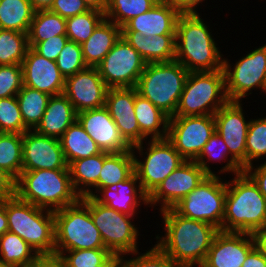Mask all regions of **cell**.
<instances>
[{"instance_id": "6da1fadb", "label": "cell", "mask_w": 266, "mask_h": 267, "mask_svg": "<svg viewBox=\"0 0 266 267\" xmlns=\"http://www.w3.org/2000/svg\"><path fill=\"white\" fill-rule=\"evenodd\" d=\"M160 214L166 233L156 235L157 245L177 265L201 267L220 230L210 223L184 217L173 208L161 210Z\"/></svg>"}, {"instance_id": "7a4b0ae2", "label": "cell", "mask_w": 266, "mask_h": 267, "mask_svg": "<svg viewBox=\"0 0 266 267\" xmlns=\"http://www.w3.org/2000/svg\"><path fill=\"white\" fill-rule=\"evenodd\" d=\"M204 22L198 12L181 13L177 19L175 60L189 72L223 70L224 55Z\"/></svg>"}, {"instance_id": "3957f363", "label": "cell", "mask_w": 266, "mask_h": 267, "mask_svg": "<svg viewBox=\"0 0 266 267\" xmlns=\"http://www.w3.org/2000/svg\"><path fill=\"white\" fill-rule=\"evenodd\" d=\"M266 226V198L243 171L226 180L222 231L252 234Z\"/></svg>"}, {"instance_id": "277c9868", "label": "cell", "mask_w": 266, "mask_h": 267, "mask_svg": "<svg viewBox=\"0 0 266 267\" xmlns=\"http://www.w3.org/2000/svg\"><path fill=\"white\" fill-rule=\"evenodd\" d=\"M15 195L53 212L80 199L72 187L69 169L22 171L15 180Z\"/></svg>"}, {"instance_id": "5b68a950", "label": "cell", "mask_w": 266, "mask_h": 267, "mask_svg": "<svg viewBox=\"0 0 266 267\" xmlns=\"http://www.w3.org/2000/svg\"><path fill=\"white\" fill-rule=\"evenodd\" d=\"M8 231L20 236L39 256L55 255L54 212L20 200L5 199Z\"/></svg>"}, {"instance_id": "8992f818", "label": "cell", "mask_w": 266, "mask_h": 267, "mask_svg": "<svg viewBox=\"0 0 266 267\" xmlns=\"http://www.w3.org/2000/svg\"><path fill=\"white\" fill-rule=\"evenodd\" d=\"M189 71L178 61L148 63L135 86L169 118L175 115Z\"/></svg>"}, {"instance_id": "52a82bcc", "label": "cell", "mask_w": 266, "mask_h": 267, "mask_svg": "<svg viewBox=\"0 0 266 267\" xmlns=\"http://www.w3.org/2000/svg\"><path fill=\"white\" fill-rule=\"evenodd\" d=\"M55 251L106 248L89 211V196L54 211Z\"/></svg>"}, {"instance_id": "ba28073f", "label": "cell", "mask_w": 266, "mask_h": 267, "mask_svg": "<svg viewBox=\"0 0 266 267\" xmlns=\"http://www.w3.org/2000/svg\"><path fill=\"white\" fill-rule=\"evenodd\" d=\"M228 101L223 70L189 72L174 116L214 115Z\"/></svg>"}, {"instance_id": "9c48e42d", "label": "cell", "mask_w": 266, "mask_h": 267, "mask_svg": "<svg viewBox=\"0 0 266 267\" xmlns=\"http://www.w3.org/2000/svg\"><path fill=\"white\" fill-rule=\"evenodd\" d=\"M148 146H147V145ZM132 147L134 157V173L143 191L149 196L185 159L175 150L174 145L166 139H148ZM146 145V149L145 146ZM136 152L142 160L137 158ZM145 150V153L143 152ZM145 154V155H144Z\"/></svg>"}, {"instance_id": "30bf717a", "label": "cell", "mask_w": 266, "mask_h": 267, "mask_svg": "<svg viewBox=\"0 0 266 267\" xmlns=\"http://www.w3.org/2000/svg\"><path fill=\"white\" fill-rule=\"evenodd\" d=\"M226 196V181L220 176L207 175L188 195L172 208L180 215L210 223L222 231Z\"/></svg>"}, {"instance_id": "8fae6325", "label": "cell", "mask_w": 266, "mask_h": 267, "mask_svg": "<svg viewBox=\"0 0 266 267\" xmlns=\"http://www.w3.org/2000/svg\"><path fill=\"white\" fill-rule=\"evenodd\" d=\"M89 211L98 228L104 246L120 257L138 249V228L132 222L133 216L118 212L97 202L89 196Z\"/></svg>"}, {"instance_id": "7c38bea8", "label": "cell", "mask_w": 266, "mask_h": 267, "mask_svg": "<svg viewBox=\"0 0 266 267\" xmlns=\"http://www.w3.org/2000/svg\"><path fill=\"white\" fill-rule=\"evenodd\" d=\"M245 55L233 68L230 60L224 57L225 92L229 101L242 102L255 88L266 94V44Z\"/></svg>"}, {"instance_id": "4fadbf2b", "label": "cell", "mask_w": 266, "mask_h": 267, "mask_svg": "<svg viewBox=\"0 0 266 267\" xmlns=\"http://www.w3.org/2000/svg\"><path fill=\"white\" fill-rule=\"evenodd\" d=\"M146 61L122 36L96 67L108 88L135 87Z\"/></svg>"}, {"instance_id": "5bb4252c", "label": "cell", "mask_w": 266, "mask_h": 267, "mask_svg": "<svg viewBox=\"0 0 266 267\" xmlns=\"http://www.w3.org/2000/svg\"><path fill=\"white\" fill-rule=\"evenodd\" d=\"M215 132L214 115L172 116L167 139L185 160L194 161Z\"/></svg>"}, {"instance_id": "9a60e30c", "label": "cell", "mask_w": 266, "mask_h": 267, "mask_svg": "<svg viewBox=\"0 0 266 267\" xmlns=\"http://www.w3.org/2000/svg\"><path fill=\"white\" fill-rule=\"evenodd\" d=\"M208 174L192 160H185L148 196L151 207L172 208L195 189ZM158 204V205H157Z\"/></svg>"}, {"instance_id": "2e32d148", "label": "cell", "mask_w": 266, "mask_h": 267, "mask_svg": "<svg viewBox=\"0 0 266 267\" xmlns=\"http://www.w3.org/2000/svg\"><path fill=\"white\" fill-rule=\"evenodd\" d=\"M241 101H228L215 114V130L229 148L232 158L242 170L246 169V138L249 123Z\"/></svg>"}, {"instance_id": "e0dca14e", "label": "cell", "mask_w": 266, "mask_h": 267, "mask_svg": "<svg viewBox=\"0 0 266 267\" xmlns=\"http://www.w3.org/2000/svg\"><path fill=\"white\" fill-rule=\"evenodd\" d=\"M22 171L69 169L60 140L34 130L23 134Z\"/></svg>"}, {"instance_id": "ac0fdd59", "label": "cell", "mask_w": 266, "mask_h": 267, "mask_svg": "<svg viewBox=\"0 0 266 267\" xmlns=\"http://www.w3.org/2000/svg\"><path fill=\"white\" fill-rule=\"evenodd\" d=\"M108 89L98 69L86 67L66 78L63 94L79 113L105 106Z\"/></svg>"}, {"instance_id": "d6986e66", "label": "cell", "mask_w": 266, "mask_h": 267, "mask_svg": "<svg viewBox=\"0 0 266 267\" xmlns=\"http://www.w3.org/2000/svg\"><path fill=\"white\" fill-rule=\"evenodd\" d=\"M77 120L102 152L122 153L132 150L105 106L79 112Z\"/></svg>"}, {"instance_id": "ffe728a7", "label": "cell", "mask_w": 266, "mask_h": 267, "mask_svg": "<svg viewBox=\"0 0 266 267\" xmlns=\"http://www.w3.org/2000/svg\"><path fill=\"white\" fill-rule=\"evenodd\" d=\"M254 247L249 233L219 231L201 267H241Z\"/></svg>"}, {"instance_id": "44dd1931", "label": "cell", "mask_w": 266, "mask_h": 267, "mask_svg": "<svg viewBox=\"0 0 266 267\" xmlns=\"http://www.w3.org/2000/svg\"><path fill=\"white\" fill-rule=\"evenodd\" d=\"M21 65L24 86L50 96L64 93L66 79L55 61L48 60L30 47Z\"/></svg>"}, {"instance_id": "7402d4cb", "label": "cell", "mask_w": 266, "mask_h": 267, "mask_svg": "<svg viewBox=\"0 0 266 267\" xmlns=\"http://www.w3.org/2000/svg\"><path fill=\"white\" fill-rule=\"evenodd\" d=\"M137 90L131 88H109L105 107L109 111L123 138L133 147L140 144V129L137 122L134 102Z\"/></svg>"}, {"instance_id": "603a6c76", "label": "cell", "mask_w": 266, "mask_h": 267, "mask_svg": "<svg viewBox=\"0 0 266 267\" xmlns=\"http://www.w3.org/2000/svg\"><path fill=\"white\" fill-rule=\"evenodd\" d=\"M93 198L108 208L133 217L142 204L149 205L148 195L143 191L134 172L113 187L102 188Z\"/></svg>"}, {"instance_id": "cb8c5ba5", "label": "cell", "mask_w": 266, "mask_h": 267, "mask_svg": "<svg viewBox=\"0 0 266 267\" xmlns=\"http://www.w3.org/2000/svg\"><path fill=\"white\" fill-rule=\"evenodd\" d=\"M181 12L169 2L160 0L149 11L132 18L121 31H136L144 36L175 34Z\"/></svg>"}, {"instance_id": "d4e9b609", "label": "cell", "mask_w": 266, "mask_h": 267, "mask_svg": "<svg viewBox=\"0 0 266 267\" xmlns=\"http://www.w3.org/2000/svg\"><path fill=\"white\" fill-rule=\"evenodd\" d=\"M121 36L147 64L175 60V34L144 36L136 31H121Z\"/></svg>"}, {"instance_id": "484cf974", "label": "cell", "mask_w": 266, "mask_h": 267, "mask_svg": "<svg viewBox=\"0 0 266 267\" xmlns=\"http://www.w3.org/2000/svg\"><path fill=\"white\" fill-rule=\"evenodd\" d=\"M75 120L77 113L69 99L64 94L51 96L45 113L34 131L59 139Z\"/></svg>"}, {"instance_id": "4316f807", "label": "cell", "mask_w": 266, "mask_h": 267, "mask_svg": "<svg viewBox=\"0 0 266 267\" xmlns=\"http://www.w3.org/2000/svg\"><path fill=\"white\" fill-rule=\"evenodd\" d=\"M120 37L121 28L105 18L87 41L81 44L87 67H97Z\"/></svg>"}, {"instance_id": "83f0119b", "label": "cell", "mask_w": 266, "mask_h": 267, "mask_svg": "<svg viewBox=\"0 0 266 267\" xmlns=\"http://www.w3.org/2000/svg\"><path fill=\"white\" fill-rule=\"evenodd\" d=\"M134 111L140 129V143L149 138H167L169 117L164 112L139 94L135 95Z\"/></svg>"}, {"instance_id": "f1b7e54d", "label": "cell", "mask_w": 266, "mask_h": 267, "mask_svg": "<svg viewBox=\"0 0 266 267\" xmlns=\"http://www.w3.org/2000/svg\"><path fill=\"white\" fill-rule=\"evenodd\" d=\"M134 172V157L132 150L122 153L104 152V163L98 183L85 196L94 197L105 187H113L126 180ZM93 190H95L93 192Z\"/></svg>"}, {"instance_id": "f546056e", "label": "cell", "mask_w": 266, "mask_h": 267, "mask_svg": "<svg viewBox=\"0 0 266 267\" xmlns=\"http://www.w3.org/2000/svg\"><path fill=\"white\" fill-rule=\"evenodd\" d=\"M59 140L68 165L75 160L102 153L78 120L70 125Z\"/></svg>"}, {"instance_id": "4dcf8cb0", "label": "cell", "mask_w": 266, "mask_h": 267, "mask_svg": "<svg viewBox=\"0 0 266 267\" xmlns=\"http://www.w3.org/2000/svg\"><path fill=\"white\" fill-rule=\"evenodd\" d=\"M103 163L104 152L75 160L68 165L72 187L80 197L98 183Z\"/></svg>"}, {"instance_id": "1f68e13d", "label": "cell", "mask_w": 266, "mask_h": 267, "mask_svg": "<svg viewBox=\"0 0 266 267\" xmlns=\"http://www.w3.org/2000/svg\"><path fill=\"white\" fill-rule=\"evenodd\" d=\"M229 157V158H228ZM225 166L221 167L220 173H233L237 175L243 172L242 168L232 159L230 158L229 148L223 141L220 135L216 132L210 137L208 142L203 146L201 153L194 160L198 165L208 174V175H216L214 171L211 170L209 166L210 161L213 162H226ZM209 162V163H208ZM226 172V173H225Z\"/></svg>"}, {"instance_id": "d6a6232c", "label": "cell", "mask_w": 266, "mask_h": 267, "mask_svg": "<svg viewBox=\"0 0 266 267\" xmlns=\"http://www.w3.org/2000/svg\"><path fill=\"white\" fill-rule=\"evenodd\" d=\"M40 256L20 236L10 231L0 236V263L15 267H27Z\"/></svg>"}, {"instance_id": "836d02e7", "label": "cell", "mask_w": 266, "mask_h": 267, "mask_svg": "<svg viewBox=\"0 0 266 267\" xmlns=\"http://www.w3.org/2000/svg\"><path fill=\"white\" fill-rule=\"evenodd\" d=\"M34 13L29 0H0V29L28 34Z\"/></svg>"}, {"instance_id": "e575fe53", "label": "cell", "mask_w": 266, "mask_h": 267, "mask_svg": "<svg viewBox=\"0 0 266 267\" xmlns=\"http://www.w3.org/2000/svg\"><path fill=\"white\" fill-rule=\"evenodd\" d=\"M51 96L27 86L21 88L16 98L24 125L28 130H34L43 117Z\"/></svg>"}, {"instance_id": "d590c367", "label": "cell", "mask_w": 266, "mask_h": 267, "mask_svg": "<svg viewBox=\"0 0 266 267\" xmlns=\"http://www.w3.org/2000/svg\"><path fill=\"white\" fill-rule=\"evenodd\" d=\"M57 35H66V19L49 10L35 12L28 33L29 47Z\"/></svg>"}, {"instance_id": "8d00e7d4", "label": "cell", "mask_w": 266, "mask_h": 267, "mask_svg": "<svg viewBox=\"0 0 266 267\" xmlns=\"http://www.w3.org/2000/svg\"><path fill=\"white\" fill-rule=\"evenodd\" d=\"M23 135L0 132V169L14 180L22 172Z\"/></svg>"}, {"instance_id": "74e56055", "label": "cell", "mask_w": 266, "mask_h": 267, "mask_svg": "<svg viewBox=\"0 0 266 267\" xmlns=\"http://www.w3.org/2000/svg\"><path fill=\"white\" fill-rule=\"evenodd\" d=\"M29 48L27 33L0 29V65H21Z\"/></svg>"}, {"instance_id": "f35d334b", "label": "cell", "mask_w": 266, "mask_h": 267, "mask_svg": "<svg viewBox=\"0 0 266 267\" xmlns=\"http://www.w3.org/2000/svg\"><path fill=\"white\" fill-rule=\"evenodd\" d=\"M160 0H109L105 18L122 28L132 18L152 9Z\"/></svg>"}, {"instance_id": "ab89813d", "label": "cell", "mask_w": 266, "mask_h": 267, "mask_svg": "<svg viewBox=\"0 0 266 267\" xmlns=\"http://www.w3.org/2000/svg\"><path fill=\"white\" fill-rule=\"evenodd\" d=\"M105 19L103 12L89 11L66 19V35L69 40L83 44L92 35L96 27Z\"/></svg>"}, {"instance_id": "60d3db41", "label": "cell", "mask_w": 266, "mask_h": 267, "mask_svg": "<svg viewBox=\"0 0 266 267\" xmlns=\"http://www.w3.org/2000/svg\"><path fill=\"white\" fill-rule=\"evenodd\" d=\"M266 157V116L251 119L246 138V168Z\"/></svg>"}, {"instance_id": "b9f144b4", "label": "cell", "mask_w": 266, "mask_h": 267, "mask_svg": "<svg viewBox=\"0 0 266 267\" xmlns=\"http://www.w3.org/2000/svg\"><path fill=\"white\" fill-rule=\"evenodd\" d=\"M110 254L107 248L55 251L65 267H94L100 265Z\"/></svg>"}, {"instance_id": "7bdbcfd3", "label": "cell", "mask_w": 266, "mask_h": 267, "mask_svg": "<svg viewBox=\"0 0 266 267\" xmlns=\"http://www.w3.org/2000/svg\"><path fill=\"white\" fill-rule=\"evenodd\" d=\"M136 254V255H135ZM126 255L135 257H121V263L124 267H181L177 265L157 244H155L145 253L135 251ZM127 259H126V258Z\"/></svg>"}, {"instance_id": "ee69618b", "label": "cell", "mask_w": 266, "mask_h": 267, "mask_svg": "<svg viewBox=\"0 0 266 267\" xmlns=\"http://www.w3.org/2000/svg\"><path fill=\"white\" fill-rule=\"evenodd\" d=\"M24 125L16 96L0 99V132L24 134Z\"/></svg>"}, {"instance_id": "f6af8a7d", "label": "cell", "mask_w": 266, "mask_h": 267, "mask_svg": "<svg viewBox=\"0 0 266 267\" xmlns=\"http://www.w3.org/2000/svg\"><path fill=\"white\" fill-rule=\"evenodd\" d=\"M55 62L65 79L87 67L81 45L71 40L66 42Z\"/></svg>"}, {"instance_id": "bcb514c9", "label": "cell", "mask_w": 266, "mask_h": 267, "mask_svg": "<svg viewBox=\"0 0 266 267\" xmlns=\"http://www.w3.org/2000/svg\"><path fill=\"white\" fill-rule=\"evenodd\" d=\"M22 87V65H0V99L17 96Z\"/></svg>"}, {"instance_id": "7dc6e473", "label": "cell", "mask_w": 266, "mask_h": 267, "mask_svg": "<svg viewBox=\"0 0 266 267\" xmlns=\"http://www.w3.org/2000/svg\"><path fill=\"white\" fill-rule=\"evenodd\" d=\"M68 40L67 35L53 36L37 43L33 49L48 60L55 61Z\"/></svg>"}, {"instance_id": "c3c4849f", "label": "cell", "mask_w": 266, "mask_h": 267, "mask_svg": "<svg viewBox=\"0 0 266 267\" xmlns=\"http://www.w3.org/2000/svg\"><path fill=\"white\" fill-rule=\"evenodd\" d=\"M89 10L83 0H54L49 11L67 19Z\"/></svg>"}, {"instance_id": "681fc988", "label": "cell", "mask_w": 266, "mask_h": 267, "mask_svg": "<svg viewBox=\"0 0 266 267\" xmlns=\"http://www.w3.org/2000/svg\"><path fill=\"white\" fill-rule=\"evenodd\" d=\"M243 171L253 180L259 191L266 198V161H264V164L256 165V168L253 164Z\"/></svg>"}, {"instance_id": "f907efd6", "label": "cell", "mask_w": 266, "mask_h": 267, "mask_svg": "<svg viewBox=\"0 0 266 267\" xmlns=\"http://www.w3.org/2000/svg\"><path fill=\"white\" fill-rule=\"evenodd\" d=\"M15 195V180L0 169V201Z\"/></svg>"}, {"instance_id": "816d5d0a", "label": "cell", "mask_w": 266, "mask_h": 267, "mask_svg": "<svg viewBox=\"0 0 266 267\" xmlns=\"http://www.w3.org/2000/svg\"><path fill=\"white\" fill-rule=\"evenodd\" d=\"M177 8L181 13H197V6L205 0H164Z\"/></svg>"}, {"instance_id": "f5cc1de1", "label": "cell", "mask_w": 266, "mask_h": 267, "mask_svg": "<svg viewBox=\"0 0 266 267\" xmlns=\"http://www.w3.org/2000/svg\"><path fill=\"white\" fill-rule=\"evenodd\" d=\"M241 267H266V258L254 247Z\"/></svg>"}, {"instance_id": "db71d44e", "label": "cell", "mask_w": 266, "mask_h": 267, "mask_svg": "<svg viewBox=\"0 0 266 267\" xmlns=\"http://www.w3.org/2000/svg\"><path fill=\"white\" fill-rule=\"evenodd\" d=\"M27 267H65L62 260L56 256H40L35 262Z\"/></svg>"}, {"instance_id": "11a10c76", "label": "cell", "mask_w": 266, "mask_h": 267, "mask_svg": "<svg viewBox=\"0 0 266 267\" xmlns=\"http://www.w3.org/2000/svg\"><path fill=\"white\" fill-rule=\"evenodd\" d=\"M251 235L255 248L266 258V226L255 230Z\"/></svg>"}, {"instance_id": "9f6ffc18", "label": "cell", "mask_w": 266, "mask_h": 267, "mask_svg": "<svg viewBox=\"0 0 266 267\" xmlns=\"http://www.w3.org/2000/svg\"><path fill=\"white\" fill-rule=\"evenodd\" d=\"M89 9L97 10L105 14L109 0H83Z\"/></svg>"}, {"instance_id": "6f0895ef", "label": "cell", "mask_w": 266, "mask_h": 267, "mask_svg": "<svg viewBox=\"0 0 266 267\" xmlns=\"http://www.w3.org/2000/svg\"><path fill=\"white\" fill-rule=\"evenodd\" d=\"M29 2L34 11L37 12L50 10L54 0H29Z\"/></svg>"}, {"instance_id": "680465c9", "label": "cell", "mask_w": 266, "mask_h": 267, "mask_svg": "<svg viewBox=\"0 0 266 267\" xmlns=\"http://www.w3.org/2000/svg\"><path fill=\"white\" fill-rule=\"evenodd\" d=\"M8 231V219L5 209V199L0 201V236Z\"/></svg>"}, {"instance_id": "91938a15", "label": "cell", "mask_w": 266, "mask_h": 267, "mask_svg": "<svg viewBox=\"0 0 266 267\" xmlns=\"http://www.w3.org/2000/svg\"><path fill=\"white\" fill-rule=\"evenodd\" d=\"M120 263L121 257L111 253L100 265L94 267H117Z\"/></svg>"}, {"instance_id": "94428289", "label": "cell", "mask_w": 266, "mask_h": 267, "mask_svg": "<svg viewBox=\"0 0 266 267\" xmlns=\"http://www.w3.org/2000/svg\"><path fill=\"white\" fill-rule=\"evenodd\" d=\"M0 267H15V266H11V265H6V264H1L0 263Z\"/></svg>"}, {"instance_id": "6125c7cd", "label": "cell", "mask_w": 266, "mask_h": 267, "mask_svg": "<svg viewBox=\"0 0 266 267\" xmlns=\"http://www.w3.org/2000/svg\"><path fill=\"white\" fill-rule=\"evenodd\" d=\"M117 267H124L122 263H120Z\"/></svg>"}]
</instances>
